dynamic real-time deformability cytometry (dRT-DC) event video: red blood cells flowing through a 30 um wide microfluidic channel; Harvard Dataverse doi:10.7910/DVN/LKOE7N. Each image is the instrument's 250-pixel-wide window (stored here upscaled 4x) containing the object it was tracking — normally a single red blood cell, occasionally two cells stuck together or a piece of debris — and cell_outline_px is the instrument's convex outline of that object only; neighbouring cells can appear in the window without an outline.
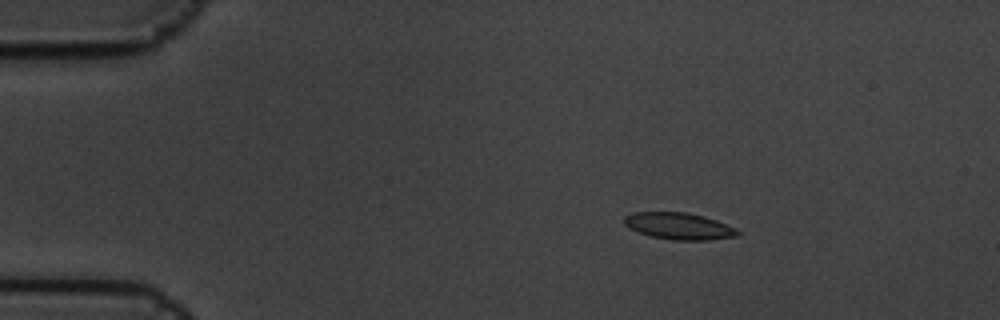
{"species": "common noctule bat (a hibernating species)", "species_latin": "Nyctalus noctula", "temperature_condition": "cold", "stored_images_in_passage": 5, "camera_frame_rate_fps": 3000, "um_per_image_px": 0.085, "animal": {"sex": "male", "body_mass_g": 19.5, "forearm_length_mm": 54.6}, "frame": {"image": 1, "passage_image": 3, "time_ms": 0.667, "image_size_px": [1000, 320], "cell_outline_px": [[740, 232], [736, 236], [708, 240], [672, 240], [652, 236], [640, 232], [624, 224], [624, 216], [632, 212], [688, 212], [704, 216], [716, 220], [736, 228]], "centroid_in_image_um": [57.72, 19.21], "position_along_channel_um": 27.3, "area_um2": 17.57}}